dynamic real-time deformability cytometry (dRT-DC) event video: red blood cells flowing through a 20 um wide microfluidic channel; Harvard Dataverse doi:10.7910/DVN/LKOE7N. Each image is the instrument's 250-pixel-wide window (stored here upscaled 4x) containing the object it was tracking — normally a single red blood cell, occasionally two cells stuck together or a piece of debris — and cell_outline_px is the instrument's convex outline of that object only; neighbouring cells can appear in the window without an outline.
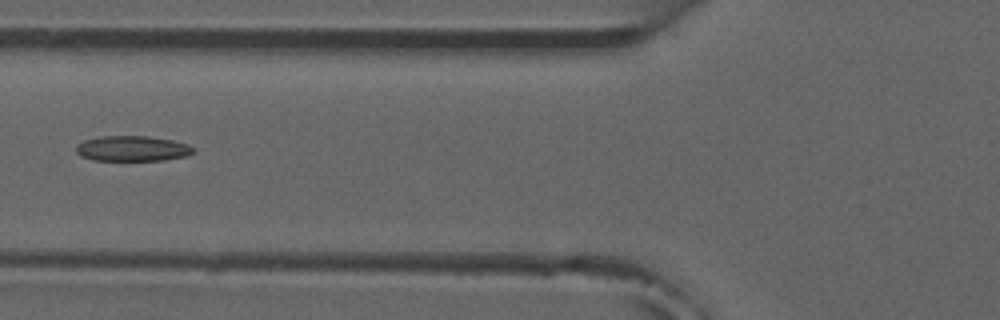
{"species": "common noctule bat (a hibernating species)", "species_latin": "Nyctalus noctula", "temperature_condition": "room temperature", "stored_images_in_passage": 7, "camera_frame_rate_fps": 3000, "um_per_image_px": 0.085, "animal": {"sex": "male", "forearm_length_mm": 52.5}, "frame": {"image": 1, "passage_image": 5, "time_ms": 5.667, "image_size_px": [1000, 320], "cell_outline_px": [[196, 152], [188, 156], [164, 160], [92, 160], [80, 156], [76, 152], [76, 144], [84, 140], [100, 136], [148, 136], [172, 140], [188, 144]], "centroid_in_image_um": [11.24, 12.63], "position_along_channel_um": 114.6, "area_um2": 17.46}}
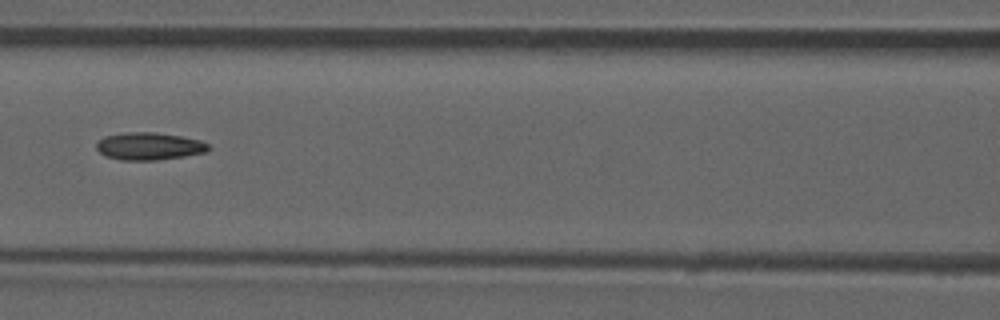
{"frame": {"image": 2, "passage_image": 6, "time_ms": 6.667, "image_size_px": [1000, 320], "cell_outline_px": [[208, 148], [204, 152], [184, 156], [156, 160], [120, 160], [104, 156], [96, 148], [96, 144], [104, 136], [128, 132], [156, 132], [180, 136], [200, 140], [208, 144]], "centroid_in_image_um": [12.63, 12.43], "position_along_channel_um": 154.0, "area_um2": 17.8}}